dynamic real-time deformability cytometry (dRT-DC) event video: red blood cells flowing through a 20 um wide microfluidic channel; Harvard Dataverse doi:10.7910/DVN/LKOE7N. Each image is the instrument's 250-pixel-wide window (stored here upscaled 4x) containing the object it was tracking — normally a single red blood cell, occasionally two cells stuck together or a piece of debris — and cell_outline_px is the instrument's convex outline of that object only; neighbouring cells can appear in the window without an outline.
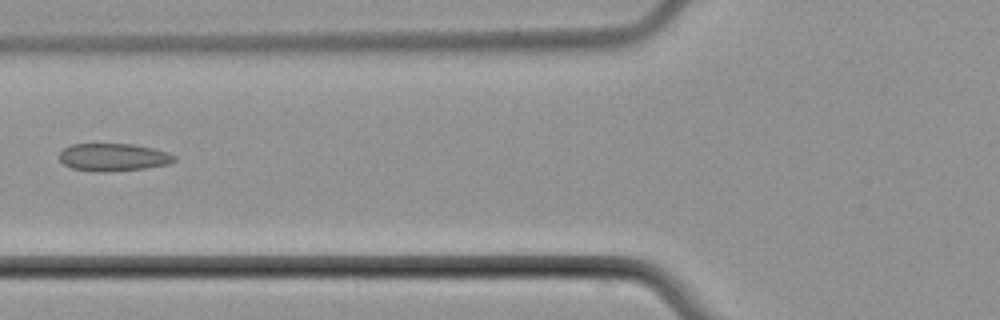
{"species": "common noctule bat (a hibernating species)", "species_latin": "Nyctalus noctula", "temperature_condition": "cold", "stored_images_in_passage": 6, "camera_frame_rate_fps": 3000, "um_per_image_px": 0.085, "animal": {"sex": "male", "body_mass_g": 21.5, "forearm_length_mm": 52.0}, "frame": {"image": 1, "passage_image": 6, "time_ms": 6.333, "image_size_px": [1000, 320], "cell_outline_px": [[176, 160], [168, 164], [144, 168], [108, 172], [92, 172], [72, 168], [64, 164], [60, 160], [60, 152], [64, 148], [72, 144], [132, 144], [152, 148], [168, 152], [176, 156]], "centroid_in_image_um": [9.63, 13.37], "position_along_channel_um": 116.2, "area_um2": 18.55}}